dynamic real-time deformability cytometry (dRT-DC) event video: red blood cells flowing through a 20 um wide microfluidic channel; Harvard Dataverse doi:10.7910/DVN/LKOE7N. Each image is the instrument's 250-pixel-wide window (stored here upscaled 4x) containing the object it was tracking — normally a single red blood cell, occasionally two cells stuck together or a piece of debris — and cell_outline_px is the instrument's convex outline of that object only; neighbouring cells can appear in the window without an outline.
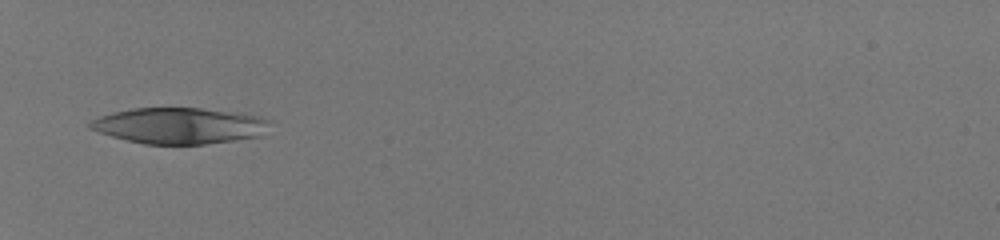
{"species": "human", "species_latin": "Homo sapiens", "temperature_condition": "room temperature", "stored_images_in_passage": 31, "camera_frame_rate_fps": 3000, "um_per_image_px": 0.085, "donor": {"sex": "male"}, "frame": {"image": 1, "passage_image": 1, "time_ms": 0.0, "image_size_px": [1000, 240], "cell_outline_px": [[272, 120], [264, 136], [236, 140], [204, 144], [144, 144], [112, 136], [88, 128], [88, 124], [92, 120], [100, 116], [112, 112], [132, 108], [200, 108], [240, 112], [260, 116]], "centroid_in_image_um": [15.32, 10.68], "position_along_channel_um": 69.7, "area_um2": 38.15}}
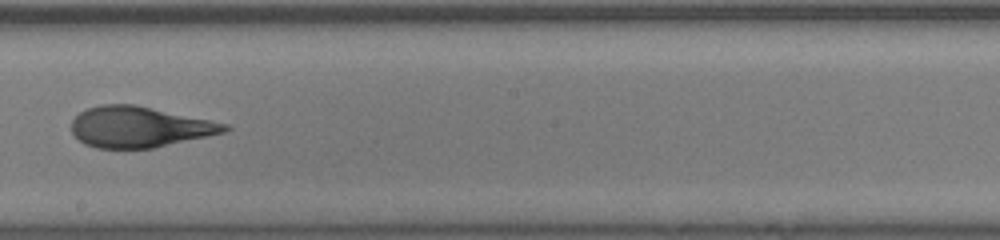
{"frame": {"image": 2, "passage_image": 14, "time_ms": 4.333, "image_size_px": [1000, 240], "cell_outline_px": [[232, 128], [224, 132], [152, 148], [96, 148], [84, 144], [72, 132], [72, 120], [80, 112], [88, 108], [100, 104], [136, 104], [228, 124]], "centroid_in_image_um": [11.82, 10.78], "position_along_channel_um": 236.4, "area_um2": 36.13}}
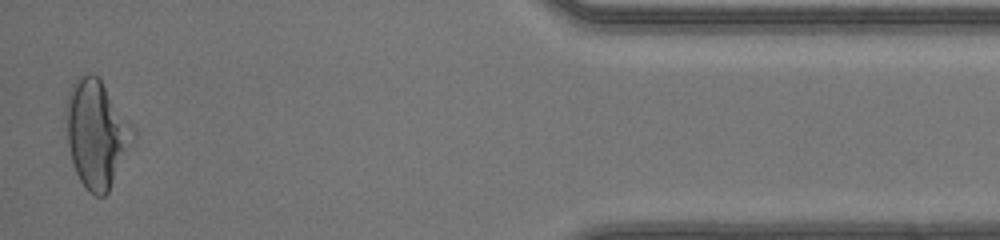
{"frame": {"image": 3, "passage_image": 31, "time_ms": 10.0, "image_size_px": [1000, 240], "cell_outline_px": [[136, 136], [108, 192], [104, 196], [96, 196], [88, 192], [80, 180], [76, 172], [72, 160], [68, 144], [64, 108], [68, 92], [72, 84], [80, 72], [92, 72], [100, 76], [132, 124], [136, 132]], "centroid_in_image_um": [8.2, 11.28], "position_along_channel_um": 427.0, "area_um2": 42.71}, "authors_computed_cell_mechanics": {"area_um2": 37.3388, "velocity_mm_per_s": 4.204, "shape_relaxation_time_tau1_ms": 7.1256, "shape_relaxation_time_tau2_ms": 1.2263, "deformation_change_tau1": 0.2303, "deformation_change_tau2": 0.0921}}